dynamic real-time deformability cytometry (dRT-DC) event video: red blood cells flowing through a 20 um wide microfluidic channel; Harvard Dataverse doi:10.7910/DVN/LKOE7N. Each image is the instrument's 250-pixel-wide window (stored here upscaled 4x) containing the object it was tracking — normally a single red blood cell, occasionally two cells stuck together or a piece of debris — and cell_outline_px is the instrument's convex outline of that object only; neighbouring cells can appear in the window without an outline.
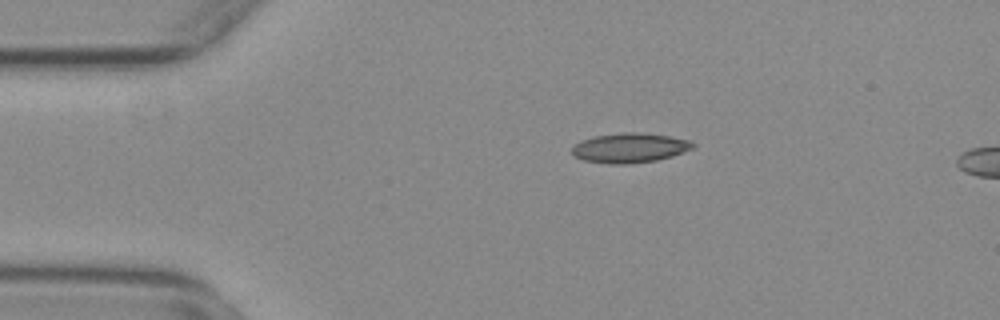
{"species": "common noctule bat (a hibernating species)", "species_latin": "Nyctalus noctula", "temperature_condition": "warm", "stored_images_in_passage": 7, "camera_frame_rate_fps": 3000, "um_per_image_px": 0.085, "animal": {"sex": "female", "body_mass_g": 29.2, "forearm_length_mm": 56.3}, "frame": {"image": 1, "passage_image": 3, "time_ms": 0.667, "image_size_px": [1000, 320], "cell_outline_px": [[696, 144], [692, 148], [672, 156], [656, 160], [624, 164], [608, 164], [584, 160], [576, 156], [572, 152], [572, 144], [580, 140], [596, 136], [624, 132], [636, 132], [668, 136], [688, 140]], "centroid_in_image_um": [53.49, 12.57], "position_along_channel_um": 31.5, "area_um2": 20.69}}